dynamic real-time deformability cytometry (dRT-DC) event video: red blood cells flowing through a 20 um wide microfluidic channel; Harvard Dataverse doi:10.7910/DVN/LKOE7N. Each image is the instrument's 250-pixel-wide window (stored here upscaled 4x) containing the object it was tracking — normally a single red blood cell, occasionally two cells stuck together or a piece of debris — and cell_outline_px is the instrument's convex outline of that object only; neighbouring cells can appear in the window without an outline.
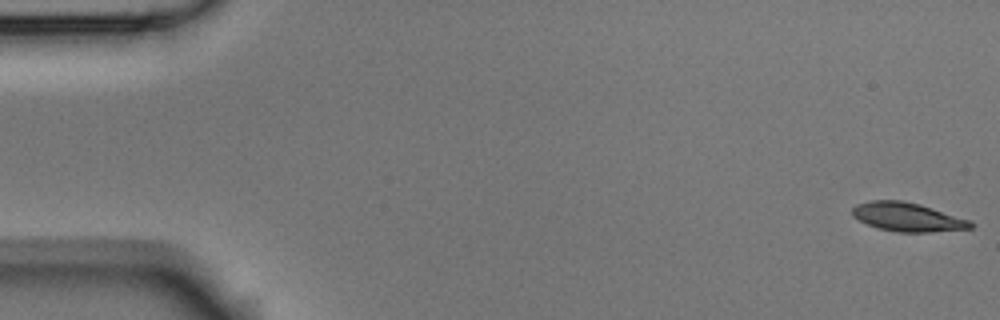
{"species": "Egyptian fruit bat (a non-hibernating species)", "species_latin": "Rousettus aegyptiacus", "temperature_condition": "room temperature", "stored_images_in_passage": 4, "camera_frame_rate_fps": 3000, "um_per_image_px": 0.085, "animal": {"sex": "male"}, "frame": {"image": 1, "passage_image": 1, "time_ms": 0.0, "image_size_px": [1000, 320], "cell_outline_px": [[976, 224], [972, 228], [932, 232], [900, 232], [880, 228], [868, 224], [852, 216], [852, 208], [856, 204], [868, 200], [900, 200], [920, 204], [972, 220]], "centroid_in_image_um": [77.18, 18.44], "position_along_channel_um": 7.8, "area_um2": 19.94}}